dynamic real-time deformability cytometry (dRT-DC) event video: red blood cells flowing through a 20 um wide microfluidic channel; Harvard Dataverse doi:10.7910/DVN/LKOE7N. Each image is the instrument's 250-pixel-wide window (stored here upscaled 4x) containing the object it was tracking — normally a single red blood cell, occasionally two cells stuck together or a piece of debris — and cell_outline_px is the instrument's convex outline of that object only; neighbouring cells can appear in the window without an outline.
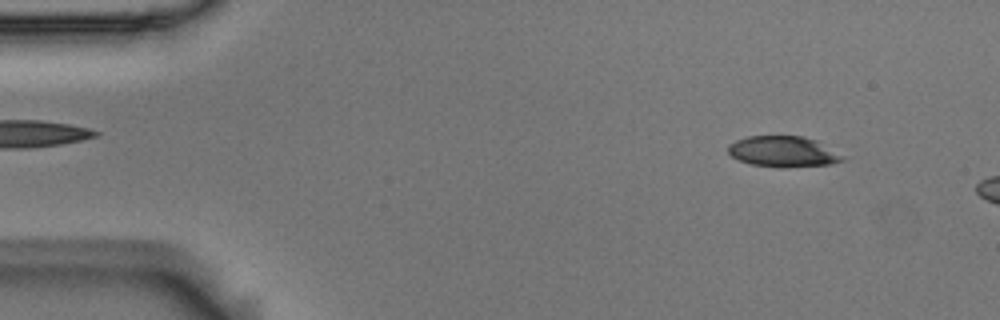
{"species": "Egyptian fruit bat (a non-hibernating species)", "species_latin": "Rousettus aegyptiacus", "temperature_condition": "room temperature", "stored_images_in_passage": 11, "camera_frame_rate_fps": 3000, "um_per_image_px": 0.085, "animal": {"sex": "male"}, "frame": {"image": 1, "passage_image": 5, "time_ms": 1.333, "image_size_px": [1000, 320], "cell_outline_px": [[844, 160], [828, 164], [752, 164], [740, 160], [732, 156], [728, 152], [728, 144], [736, 140], [748, 136], [800, 136], [816, 140], [844, 156]], "centroid_in_image_um": [66.53, 12.81], "position_along_channel_um": 18.5, "area_um2": 19.25}}